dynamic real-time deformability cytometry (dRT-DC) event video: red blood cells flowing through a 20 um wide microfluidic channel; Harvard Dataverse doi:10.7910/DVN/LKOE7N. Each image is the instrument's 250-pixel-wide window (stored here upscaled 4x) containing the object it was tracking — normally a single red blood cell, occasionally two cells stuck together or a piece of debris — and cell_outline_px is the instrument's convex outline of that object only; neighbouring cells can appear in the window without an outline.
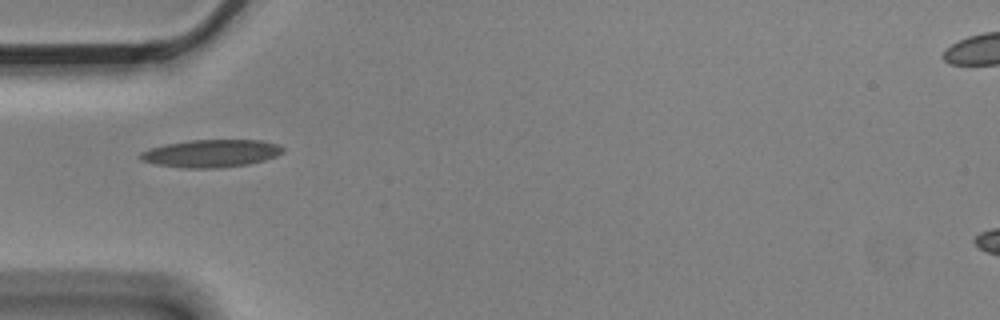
{"species": "Egyptian fruit bat (a non-hibernating species)", "species_latin": "Rousettus aegyptiacus", "temperature_condition": "cold", "stored_images_in_passage": 7, "camera_frame_rate_fps": 3000, "um_per_image_px": 0.085, "animal": {"sex": "male"}, "frame": {"image": 1, "passage_image": 1, "time_ms": 0.0, "image_size_px": [1000, 320], "cell_outline_px": [[284, 152], [276, 156], [264, 160], [248, 164], [220, 168], [180, 168], [156, 164], [140, 160], [140, 152], [148, 148], [164, 144], [188, 140], [260, 140], [280, 144], [284, 148]], "centroid_in_image_um": [17.94, 13.03], "position_along_channel_um": 67.1, "area_um2": 23.24}}
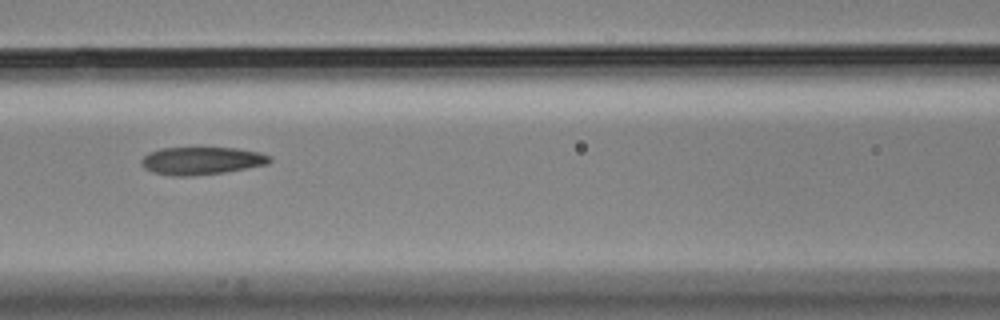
{"frame": {"image": 2, "passage_image": 3, "time_ms": 0.667, "image_size_px": [1000, 320], "cell_outline_px": [[272, 160], [268, 164], [224, 172], [192, 176], [172, 176], [152, 172], [144, 168], [140, 164], [140, 160], [148, 152], [160, 148], [200, 144], [236, 148], [260, 152], [272, 156]], "centroid_in_image_um": [17.1, 13.6], "position_along_channel_um": 149.5, "area_um2": 21.96}}
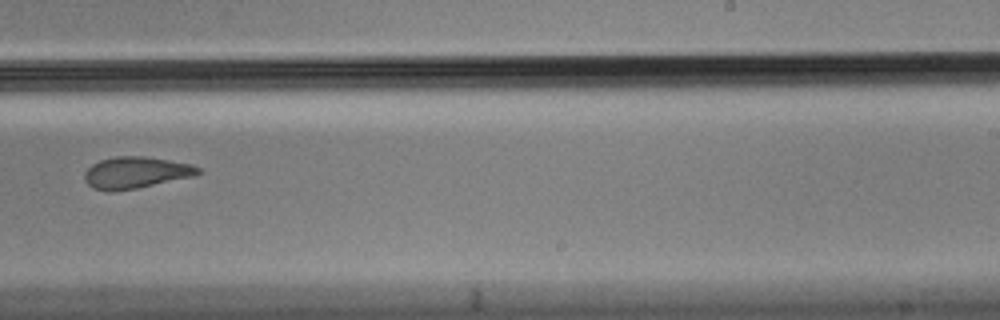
{"frame": {"image": 3, "passage_image": 6, "time_ms": 1.667, "image_size_px": [1000, 320], "cell_outline_px": [[200, 172], [196, 176], [136, 188], [112, 192], [108, 192], [92, 188], [84, 180], [84, 172], [92, 164], [100, 160], [116, 156], [144, 156], [192, 164], [200, 168]], "centroid_in_image_um": [11.52, 14.68], "position_along_channel_um": 277.5, "area_um2": 21.04}}